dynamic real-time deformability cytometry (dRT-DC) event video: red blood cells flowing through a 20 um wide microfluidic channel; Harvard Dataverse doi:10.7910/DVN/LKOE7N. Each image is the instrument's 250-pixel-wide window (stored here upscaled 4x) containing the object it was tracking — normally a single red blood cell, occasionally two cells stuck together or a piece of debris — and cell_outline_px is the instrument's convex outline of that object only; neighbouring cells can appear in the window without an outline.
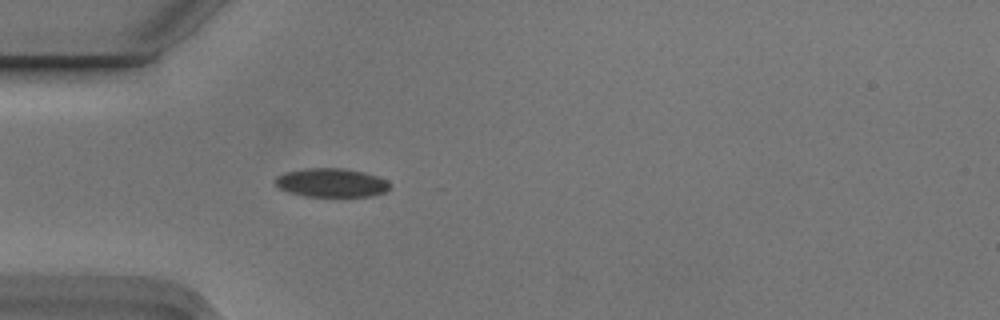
{"species": "Egyptian fruit bat (a non-hibernating species)", "species_latin": "Rousettus aegyptiacus", "temperature_condition": "cold", "stored_images_in_passage": 2, "camera_frame_rate_fps": 3000, "um_per_image_px": 0.085, "animal": {"sex": "male"}, "frame": {"image": 1, "passage_image": 2, "time_ms": 0.333, "image_size_px": [1000, 320], "cell_outline_px": [[388, 192], [372, 196], [304, 196], [288, 192], [280, 188], [272, 180], [276, 176], [284, 172], [304, 168], [344, 168], [364, 172], [388, 180]], "centroid_in_image_um": [28.14, 15.52], "position_along_channel_um": 56.9, "area_um2": 19.36}}